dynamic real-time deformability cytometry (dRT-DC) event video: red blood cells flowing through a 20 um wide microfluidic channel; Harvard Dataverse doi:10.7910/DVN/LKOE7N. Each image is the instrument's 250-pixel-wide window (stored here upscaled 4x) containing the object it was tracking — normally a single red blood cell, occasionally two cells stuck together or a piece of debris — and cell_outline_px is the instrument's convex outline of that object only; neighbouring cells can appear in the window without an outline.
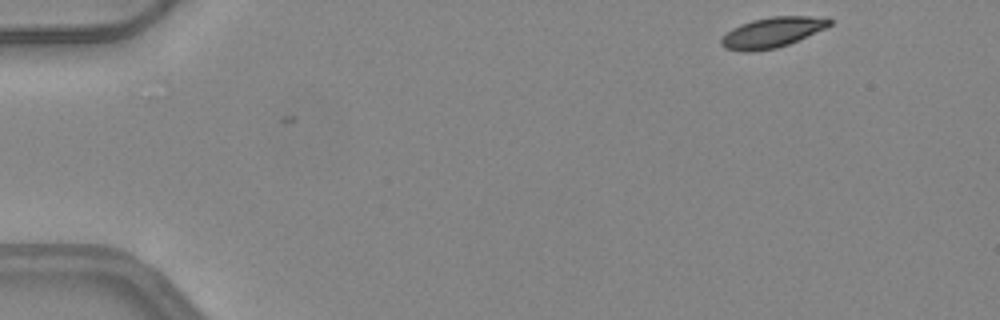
{"species": "common noctule bat (a hibernating species)", "species_latin": "Nyctalus noctula", "temperature_condition": "warm", "stored_images_in_passage": 47, "camera_frame_rate_fps": 3000, "um_per_image_px": 0.085, "animal": {"sex": "female", "body_mass_g": 24.6, "forearm_length_mm": 56.2}, "frame": {"image": 1, "passage_image": 1, "time_ms": 0.0, "image_size_px": [1000, 320], "cell_outline_px": [[832, 24], [824, 28], [788, 44], [776, 48], [756, 52], [744, 52], [724, 48], [720, 44], [720, 40], [732, 28], [740, 24], [752, 20], [772, 16], [828, 16], [832, 20]], "centroid_in_image_um": [65.63, 2.75], "position_along_channel_um": 19.4, "area_um2": 19.19}}
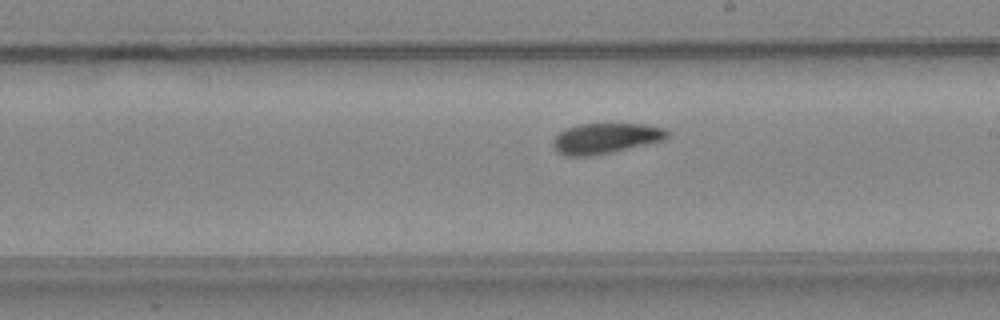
{"frame": {"image": 2, "passage_image": 25, "time_ms": 8.0, "image_size_px": [1000, 320], "cell_outline_px": [[668, 136], [664, 140], [612, 152], [592, 156], [564, 156], [556, 152], [552, 148], [552, 140], [560, 132], [568, 128], [580, 124], [644, 124], [664, 128], [668, 132]], "centroid_in_image_um": [51.43, 11.77], "position_along_channel_um": 237.6, "area_um2": 20.29}}
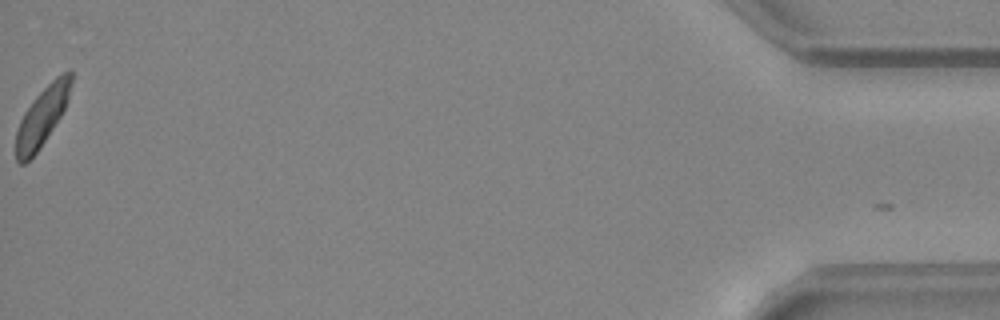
{"frame": {"image": 3, "passage_image": 46, "time_ms": 15.0, "image_size_px": [1000, 320], "cell_outline_px": [[72, 80], [68, 100], [60, 116], [40, 148], [24, 164], [20, 164], [16, 160], [16, 132], [20, 120], [24, 112], [36, 96], [56, 76], [64, 72], [72, 72]], "centroid_in_image_um": [3.56, 9.91], "position_along_channel_um": 431.6, "area_um2": 18.5}, "authors_computed_cell_mechanics": {"area_um2": 20.0566, "velocity_mm_per_s": 4.1602, "shape_relaxation_time_tau1_ms": 4.2126, "shape_relaxation_time_tau2_ms": null, "deformation_change_tau1": 0.1075, "deformation_change_tau2": null}}